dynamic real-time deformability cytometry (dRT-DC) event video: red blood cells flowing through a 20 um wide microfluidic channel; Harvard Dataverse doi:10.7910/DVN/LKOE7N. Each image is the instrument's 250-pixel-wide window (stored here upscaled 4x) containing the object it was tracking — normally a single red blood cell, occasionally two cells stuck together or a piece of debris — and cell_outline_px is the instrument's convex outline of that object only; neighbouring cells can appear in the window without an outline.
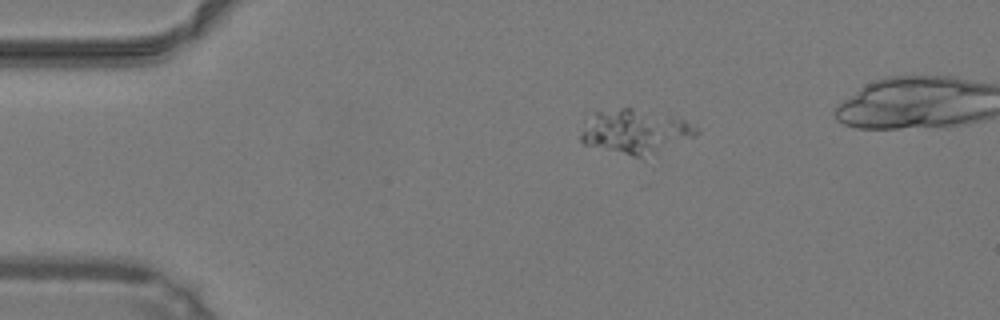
{"species": "common noctule bat (a hibernating species)", "species_latin": "Nyctalus noctula", "temperature_condition": "warm", "stored_images_in_passage": 42, "camera_frame_rate_fps": 3000, "um_per_image_px": 0.085, "animal": {"sex": "male", "body_mass_g": 19.2, "forearm_length_mm": 51.8}, "frame": {"image": 1, "passage_image": 1, "time_ms": 0.0, "image_size_px": [1000, 320], "cell_outline_px": [[700, 132], [696, 136], [656, 152], [640, 156], [632, 156], [584, 144], [580, 140], [580, 132], [596, 112], [620, 108], [632, 108], [668, 116], [684, 120], [696, 124]], "centroid_in_image_um": [54.03, 11.18], "position_along_channel_um": 31.0, "area_um2": 28.84}}